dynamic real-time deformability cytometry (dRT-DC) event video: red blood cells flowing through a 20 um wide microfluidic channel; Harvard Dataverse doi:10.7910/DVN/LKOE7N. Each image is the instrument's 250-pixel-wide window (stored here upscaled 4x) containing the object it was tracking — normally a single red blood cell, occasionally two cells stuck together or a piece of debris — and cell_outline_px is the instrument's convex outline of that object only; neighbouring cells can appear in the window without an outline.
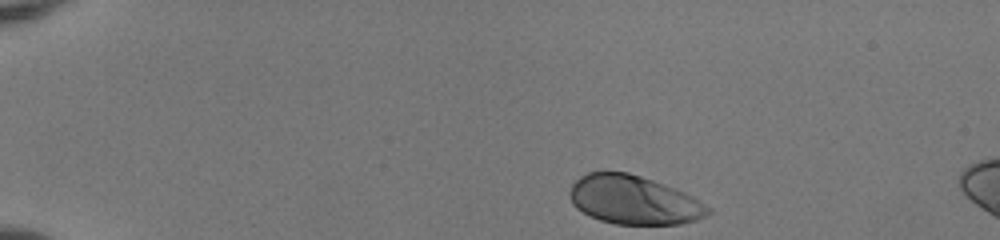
{"species": "human", "species_latin": "Homo sapiens", "temperature_condition": "room temperature", "stored_images_in_passage": 7, "camera_frame_rate_fps": 3000, "um_per_image_px": 0.085, "donor": {"sex": "female"}, "frame": {"image": 1, "passage_image": 1, "time_ms": 0.0, "image_size_px": [1000, 240], "cell_outline_px": [[712, 212], [696, 220], [680, 224], [616, 224], [600, 220], [576, 208], [572, 204], [568, 196], [568, 192], [572, 184], [580, 176], [588, 172], [628, 172], [676, 188], [692, 196], [712, 208]], "centroid_in_image_um": [53.86, 17.0], "position_along_channel_um": 31.1, "area_um2": 39.3}}